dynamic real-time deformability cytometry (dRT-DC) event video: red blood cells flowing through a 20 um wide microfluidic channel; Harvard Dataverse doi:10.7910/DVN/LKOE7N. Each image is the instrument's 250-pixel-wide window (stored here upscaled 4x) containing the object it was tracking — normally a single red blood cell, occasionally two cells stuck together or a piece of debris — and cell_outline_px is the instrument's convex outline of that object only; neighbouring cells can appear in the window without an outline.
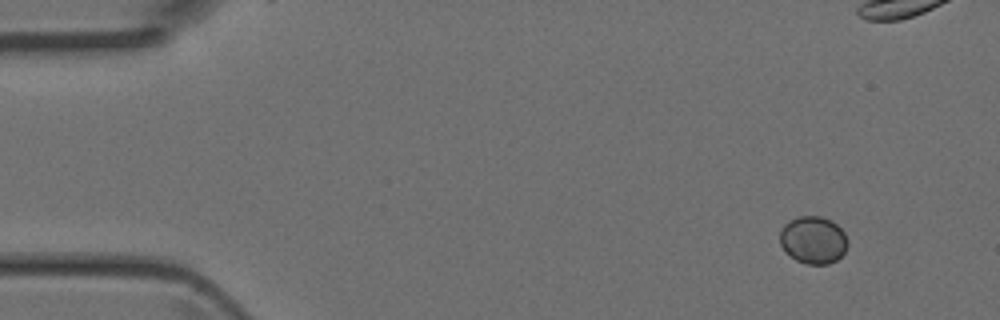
{"species": "Egyptian fruit bat (a non-hibernating species)", "species_latin": "Rousettus aegyptiacus", "temperature_condition": "room temperature", "stored_images_in_passage": 8, "camera_frame_rate_fps": 3000, "um_per_image_px": 0.085, "animal": {"sex": "female"}, "frame": {"image": 1, "passage_image": 1, "time_ms": 0.0, "image_size_px": [1000, 320], "cell_outline_px": [[848, 244], [844, 252], [836, 260], [828, 264], [808, 264], [796, 260], [784, 252], [780, 244], [780, 228], [788, 220], [800, 216], [820, 216], [832, 220], [844, 232], [848, 240]], "centroid_in_image_um": [69.1, 20.39], "position_along_channel_um": 15.9, "area_um2": 18.96}}
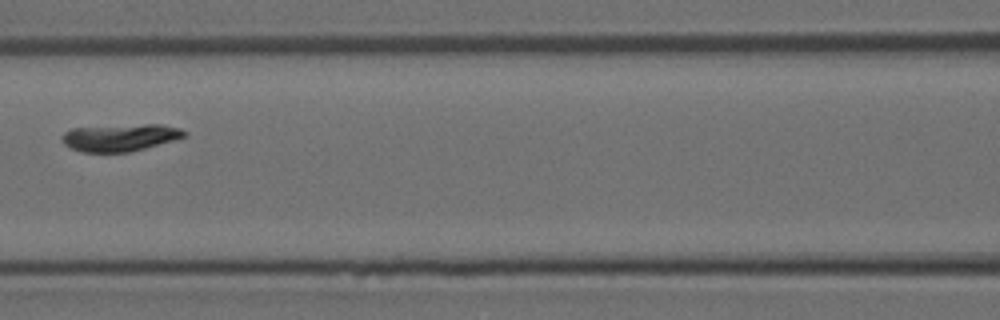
{"frame": {"image": 2, "passage_image": 7, "time_ms": 2.0, "image_size_px": [1000, 320], "cell_outline_px": [[188, 132], [184, 136], [172, 140], [144, 148], [128, 152], [80, 152], [64, 144], [60, 136], [64, 132], [72, 128], [144, 124], [160, 124], [180, 128]], "centroid_in_image_um": [10.18, 11.68], "position_along_channel_um": 156.4, "area_um2": 19.19}}
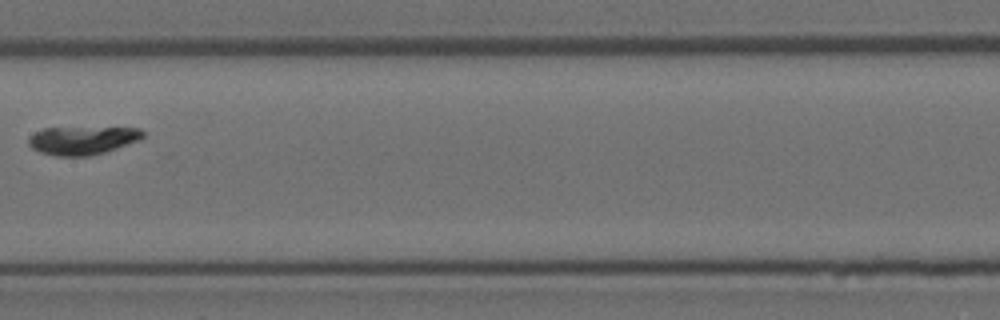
{"frame": {"image": 3, "passage_image": 8, "time_ms": 2.333, "image_size_px": [1000, 320], "cell_outline_px": [[144, 136], [136, 140], [116, 148], [104, 152], [88, 156], [56, 156], [40, 152], [32, 148], [28, 144], [28, 136], [44, 128], [140, 128], [144, 132]], "centroid_in_image_um": [6.95, 11.93], "position_along_channel_um": 200.5, "area_um2": 18.55}}